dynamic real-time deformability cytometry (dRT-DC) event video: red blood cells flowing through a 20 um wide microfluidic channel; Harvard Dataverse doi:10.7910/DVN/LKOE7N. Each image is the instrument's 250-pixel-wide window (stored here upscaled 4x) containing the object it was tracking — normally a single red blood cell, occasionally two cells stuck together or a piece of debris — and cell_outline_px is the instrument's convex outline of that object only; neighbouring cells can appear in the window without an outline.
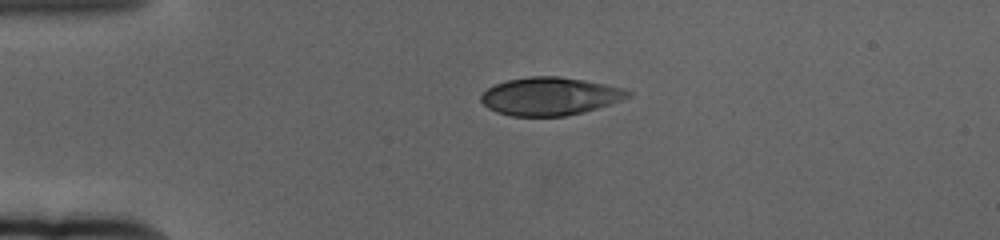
{"species": "human", "species_latin": "Homo sapiens", "temperature_condition": "cold", "stored_images_in_passage": 47, "camera_frame_rate_fps": 3000, "um_per_image_px": 0.085, "donor": {"sex": "female"}, "frame": {"image": 1, "passage_image": 1, "time_ms": 0.0, "image_size_px": [1000, 240], "cell_outline_px": [[632, 96], [624, 100], [596, 108], [564, 116], [512, 116], [496, 112], [488, 108], [480, 100], [480, 96], [488, 88], [496, 84], [508, 80], [528, 76], [560, 76], [584, 80], [624, 88], [632, 92]], "centroid_in_image_um": [46.76, 8.18], "position_along_channel_um": 38.2, "area_um2": 32.48}}
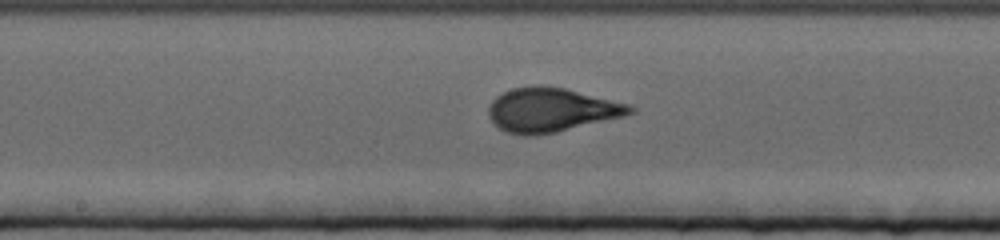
{"frame": {"image": 2, "passage_image": 19, "time_ms": 6.0, "image_size_px": [1000, 240], "cell_outline_px": [[636, 112], [624, 116], [556, 132], [536, 136], [524, 136], [508, 132], [500, 128], [488, 116], [488, 108], [492, 100], [496, 96], [512, 88], [536, 84], [544, 84], [564, 88], [628, 104], [636, 108]], "centroid_in_image_um": [46.84, 9.33], "position_along_channel_um": 201.4, "area_um2": 36.36}}
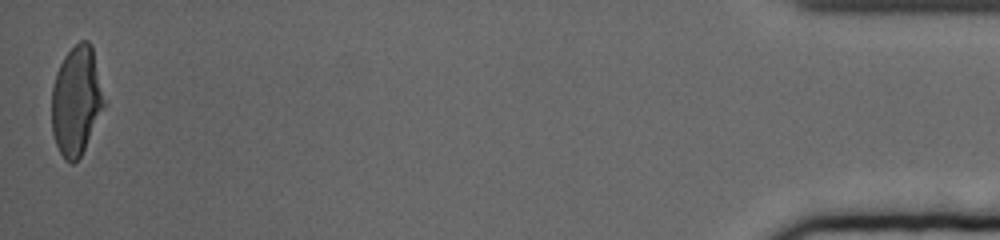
{"frame": {"image": 3, "passage_image": 47, "time_ms": 15.333, "image_size_px": [1000, 240], "cell_outline_px": [[108, 104], [80, 156], [72, 164], [64, 160], [56, 144], [52, 132], [52, 88], [56, 72], [64, 56], [80, 40], [88, 40], [92, 44]], "centroid_in_image_um": [6.54, 8.55], "position_along_channel_um": 428.7, "area_um2": 34.04}, "authors_computed_cell_mechanics": {"area_um2": 34.3332, "velocity_mm_per_s": 3.3507, "shape_relaxation_time_tau1_ms": 3.9164, "shape_relaxation_time_tau2_ms": null, "deformation_change_tau1": 0.1885, "deformation_change_tau2": null}}